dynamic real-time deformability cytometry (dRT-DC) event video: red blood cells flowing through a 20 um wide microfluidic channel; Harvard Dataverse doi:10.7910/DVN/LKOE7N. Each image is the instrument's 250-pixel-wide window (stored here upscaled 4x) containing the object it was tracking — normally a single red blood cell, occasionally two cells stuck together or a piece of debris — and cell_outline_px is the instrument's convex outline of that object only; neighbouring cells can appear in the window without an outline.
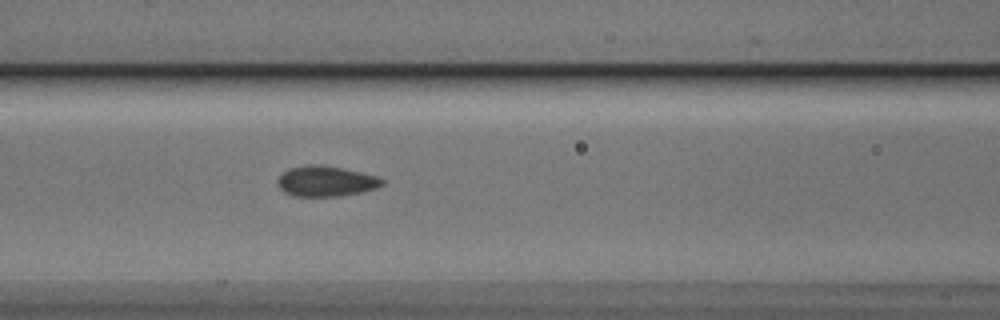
{"species": "Egyptian fruit bat (a non-hibernating species)", "species_latin": "Rousettus aegyptiacus", "temperature_condition": "cold", "stored_images_in_passage": 32, "camera_frame_rate_fps": 3000, "um_per_image_px": 0.085, "animal": {"sex": "male"}, "frame": {"image": 1, "passage_image": 16, "time_ms": 5.0, "image_size_px": [1000, 320], "cell_outline_px": [[384, 184], [376, 188], [360, 192], [340, 196], [296, 196], [284, 192], [276, 184], [276, 180], [288, 168], [308, 164], [320, 164], [344, 168], [376, 176], [384, 180]], "centroid_in_image_um": [27.67, 15.39], "position_along_channel_um": 138.9, "area_um2": 18.61}}
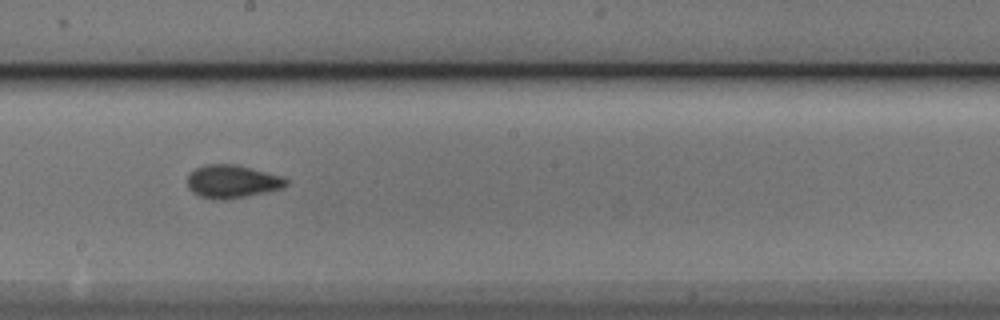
{"frame": {"image": 2, "passage_image": 23, "time_ms": 7.333, "image_size_px": [1000, 320], "cell_outline_px": [[288, 184], [280, 188], [264, 192], [228, 200], [212, 200], [200, 196], [192, 192], [188, 188], [188, 176], [196, 168], [204, 164], [236, 164], [284, 176], [288, 180]], "centroid_in_image_um": [19.73, 15.43], "position_along_channel_um": 228.5, "area_um2": 19.13}}
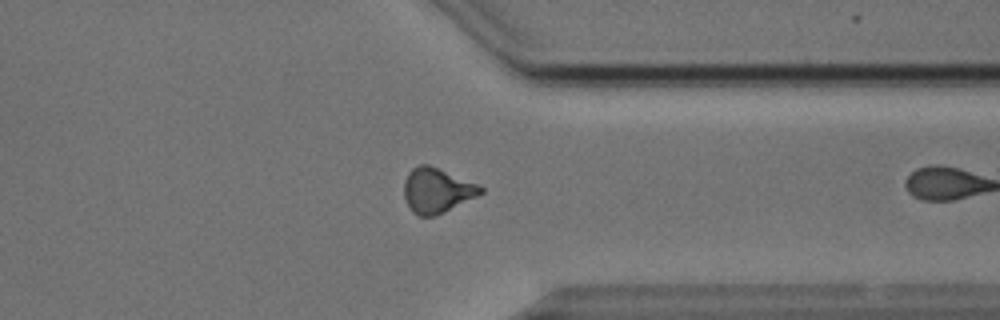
{"frame": {"image": 3, "passage_image": 31, "time_ms": 10.0, "image_size_px": [1000, 320], "cell_outline_px": [[484, 192], [436, 216], [420, 216], [412, 212], [404, 196], [404, 180], [408, 172], [412, 168], [420, 164], [428, 164], [476, 184], [484, 188]], "centroid_in_image_um": [37.09, 16.19], "position_along_channel_um": 374.3, "area_um2": 19.71}}